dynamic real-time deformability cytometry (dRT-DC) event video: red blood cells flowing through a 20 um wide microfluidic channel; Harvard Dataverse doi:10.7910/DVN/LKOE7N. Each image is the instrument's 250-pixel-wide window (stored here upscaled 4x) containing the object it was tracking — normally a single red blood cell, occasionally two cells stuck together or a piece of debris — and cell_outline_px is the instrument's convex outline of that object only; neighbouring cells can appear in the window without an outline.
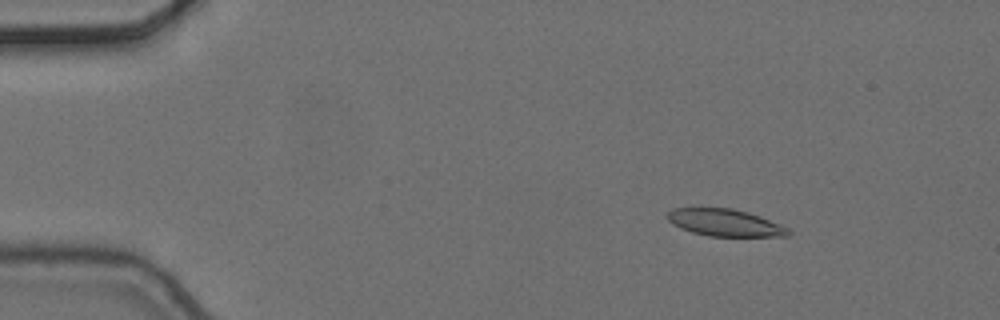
{"species": "common noctule bat (a hibernating species)", "species_latin": "Nyctalus noctula", "temperature_condition": "cold", "stored_images_in_passage": 5, "camera_frame_rate_fps": 3000, "um_per_image_px": 0.085, "animal": {"sex": "female", "body_mass_g": 24.6, "forearm_length_mm": 56.2}, "frame": {"image": 1, "passage_image": 3, "time_ms": 0.667, "image_size_px": [1000, 320], "cell_outline_px": [[792, 232], [788, 236], [708, 236], [692, 232], [680, 228], [672, 224], [668, 220], [668, 212], [672, 208], [732, 208], [748, 212], [760, 216], [788, 228]], "centroid_in_image_um": [61.61, 18.93], "position_along_channel_um": 23.4, "area_um2": 19.02}}